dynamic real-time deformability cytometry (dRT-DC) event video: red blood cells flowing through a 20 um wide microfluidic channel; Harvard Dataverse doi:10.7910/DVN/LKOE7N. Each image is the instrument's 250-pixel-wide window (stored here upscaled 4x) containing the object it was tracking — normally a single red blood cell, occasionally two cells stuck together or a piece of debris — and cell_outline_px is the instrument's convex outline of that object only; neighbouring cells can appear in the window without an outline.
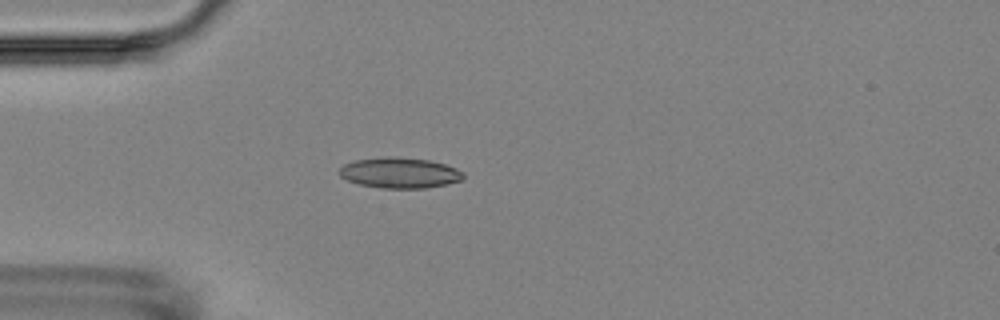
{"species": "Egyptian fruit bat (a non-hibernating species)", "species_latin": "Rousettus aegyptiacus", "temperature_condition": "room temperature", "stored_images_in_passage": 2, "camera_frame_rate_fps": 3000, "um_per_image_px": 0.085, "animal": {"sex": "female"}, "frame": {"image": 1, "passage_image": 1, "time_ms": 0.0, "image_size_px": [1000, 320], "cell_outline_px": [[464, 180], [424, 188], [380, 188], [360, 184], [348, 180], [340, 176], [340, 168], [344, 164], [356, 160], [388, 156], [428, 160], [444, 164], [456, 168], [464, 172]], "centroid_in_image_um": [33.99, 14.69], "position_along_channel_um": 51.0, "area_um2": 21.91}}